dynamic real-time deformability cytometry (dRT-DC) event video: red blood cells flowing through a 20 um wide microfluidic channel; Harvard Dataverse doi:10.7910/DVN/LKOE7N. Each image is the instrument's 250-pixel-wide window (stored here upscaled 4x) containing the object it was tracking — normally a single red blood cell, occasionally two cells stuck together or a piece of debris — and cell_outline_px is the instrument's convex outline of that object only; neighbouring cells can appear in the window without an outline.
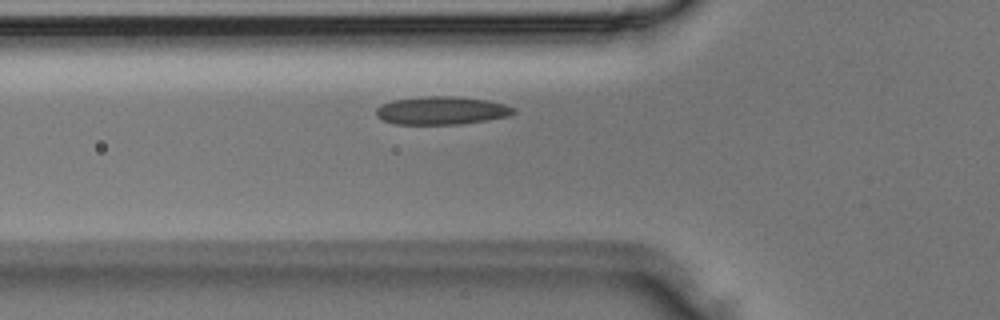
{"species": "Egyptian fruit bat (a non-hibernating species)", "species_latin": "Rousettus aegyptiacus", "temperature_condition": "room temperature", "stored_images_in_passage": 2, "camera_frame_rate_fps": 3000, "um_per_image_px": 0.085, "animal": {"sex": "male"}, "frame": {"image": 1, "passage_image": 2, "time_ms": 0.333, "image_size_px": [1000, 320], "cell_outline_px": [[516, 112], [508, 116], [460, 124], [396, 124], [384, 120], [376, 116], [376, 108], [380, 104], [392, 100], [424, 96], [452, 96], [488, 100], [504, 104], [516, 108]], "centroid_in_image_um": [37.52, 9.38], "position_along_channel_um": 88.3, "area_um2": 22.48}}